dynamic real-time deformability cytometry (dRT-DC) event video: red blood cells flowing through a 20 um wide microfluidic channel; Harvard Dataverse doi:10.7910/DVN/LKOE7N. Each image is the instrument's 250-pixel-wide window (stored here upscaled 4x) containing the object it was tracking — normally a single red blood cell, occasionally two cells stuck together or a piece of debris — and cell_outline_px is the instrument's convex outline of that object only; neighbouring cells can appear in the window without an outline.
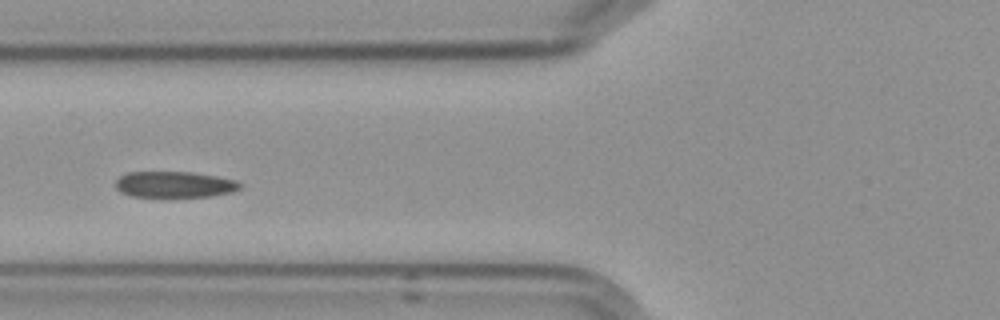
{"species": "Egyptian fruit bat (a non-hibernating species)", "species_latin": "Rousettus aegyptiacus", "temperature_condition": "cold", "stored_images_in_passage": 4, "camera_frame_rate_fps": 3000, "um_per_image_px": 0.085, "frame": {"image": 1, "passage_image": 4, "time_ms": 3.333, "image_size_px": [1000, 320], "cell_outline_px": [[244, 184], [240, 188], [232, 192], [212, 196], [172, 200], [132, 196], [120, 192], [116, 188], [116, 180], [120, 176], [128, 172], [192, 172], [216, 176], [236, 180]], "centroid_in_image_um": [14.84, 15.73], "position_along_channel_um": 111.0, "area_um2": 20.0}}